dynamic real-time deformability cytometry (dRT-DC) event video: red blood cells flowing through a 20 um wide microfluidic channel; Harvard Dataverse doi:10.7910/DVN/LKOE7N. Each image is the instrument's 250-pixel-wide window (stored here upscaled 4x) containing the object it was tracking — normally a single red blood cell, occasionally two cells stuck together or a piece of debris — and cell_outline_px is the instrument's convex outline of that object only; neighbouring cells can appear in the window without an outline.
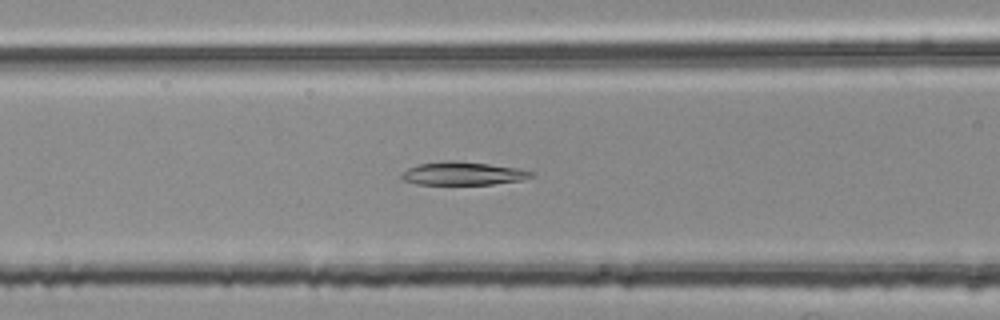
{"species": "common noctule bat (a hibernating species)", "species_latin": "Nyctalus noctula", "temperature_condition": "room temperature", "stored_images_in_passage": 54, "camera_frame_rate_fps": 3000, "um_per_image_px": 0.085, "animal": {"sex": "female", "body_mass_g": 25.1}, "frame": {"image": 1, "passage_image": 21, "time_ms": 6.667, "image_size_px": [1000, 320], "cell_outline_px": [[536, 176], [520, 180], [492, 184], [416, 184], [404, 180], [400, 176], [408, 168], [420, 164], [444, 160], [452, 160], [488, 164], [520, 168], [536, 172]], "centroid_in_image_um": [39.41, 14.74], "position_along_channel_um": 127.2, "area_um2": 17.51}}
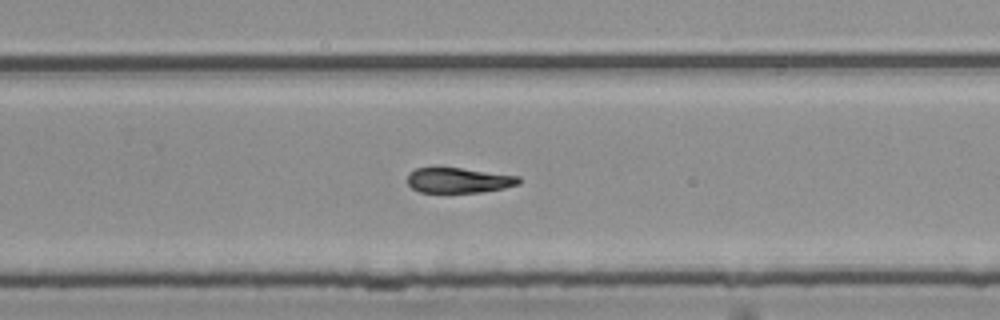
{"frame": {"image": 2, "passage_image": 34, "time_ms": 11.0, "image_size_px": [1000, 320], "cell_outline_px": [[520, 184], [504, 188], [480, 192], [420, 192], [412, 188], [408, 184], [408, 172], [416, 168], [460, 168], [520, 176]], "centroid_in_image_um": [38.99, 15.33], "position_along_channel_um": 290.8, "area_um2": 16.24}}
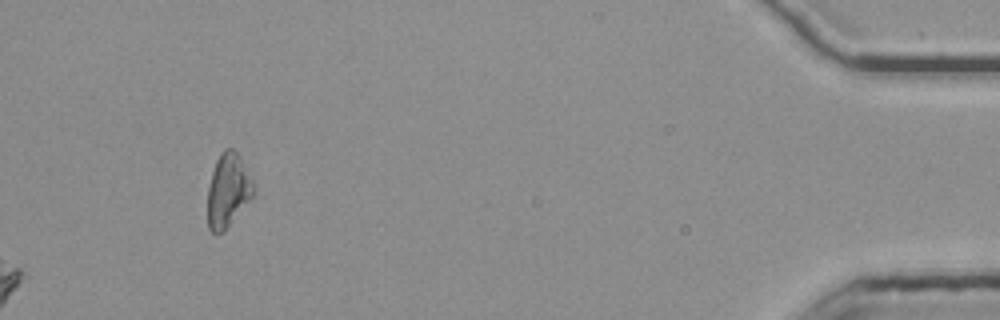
{"frame": {"image": 3, "passage_image": 54, "time_ms": 17.667, "image_size_px": [1000, 320], "cell_outline_px": [[256, 192], [224, 232], [212, 232], [208, 228], [208, 188], [212, 172], [216, 160], [220, 152], [224, 148], [232, 148], [240, 156], [256, 184]], "centroid_in_image_um": [19.41, 16.15], "position_along_channel_um": 415.8, "area_um2": 19.94}, "authors_computed_cell_mechanics": {"area_um2": 17.7446, "velocity_mm_per_s": 3.7939, "shape_relaxation_time_tau1_ms": 8.8688, "shape_relaxation_time_tau2_ms": null, "deformation_change_tau1": 0.2111, "deformation_change_tau2": null}}